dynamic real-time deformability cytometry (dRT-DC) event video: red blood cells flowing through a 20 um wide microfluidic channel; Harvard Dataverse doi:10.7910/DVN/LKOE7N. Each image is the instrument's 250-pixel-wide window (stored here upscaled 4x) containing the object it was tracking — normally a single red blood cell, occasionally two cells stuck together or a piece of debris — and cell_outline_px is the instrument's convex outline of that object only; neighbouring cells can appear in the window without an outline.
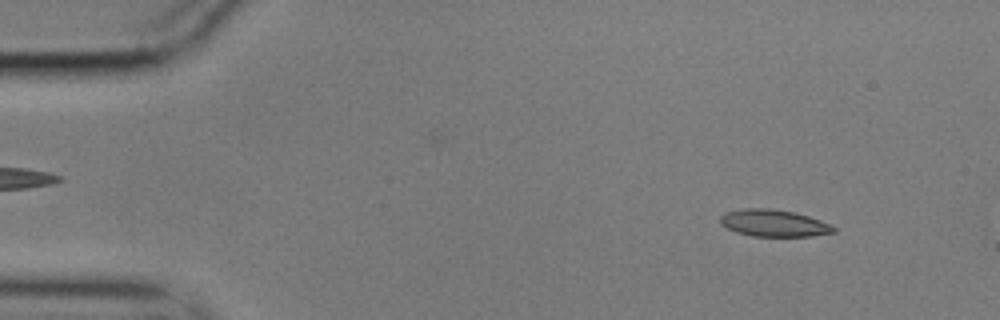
{"species": "common noctule bat (a hibernating species)", "species_latin": "Nyctalus noctula", "temperature_condition": "cold", "stored_images_in_passage": 54, "camera_frame_rate_fps": 3000, "um_per_image_px": 0.085, "animal": {"sex": "male", "body_mass_g": 17.9}, "frame": {"image": 1, "passage_image": 3, "time_ms": 0.667, "image_size_px": [1000, 320], "cell_outline_px": [[836, 232], [812, 236], [752, 236], [736, 232], [720, 224], [720, 216], [724, 212], [744, 208], [768, 208], [796, 212], [832, 224], [836, 228]], "centroid_in_image_um": [65.78, 18.96], "position_along_channel_um": 19.2, "area_um2": 17.98}}
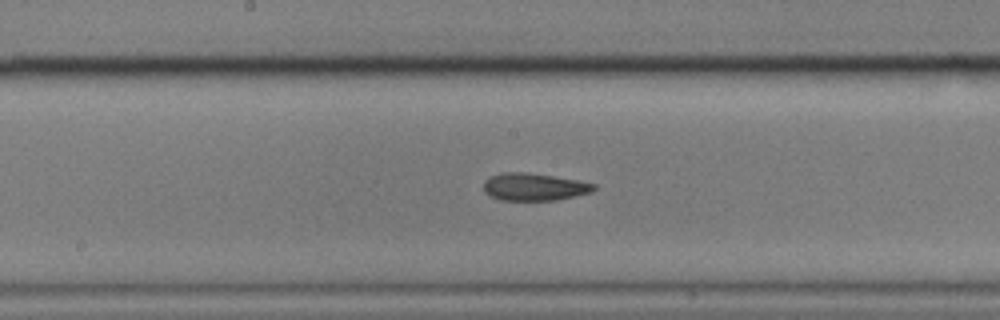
{"frame": {"image": 2, "passage_image": 26, "time_ms": 8.333, "image_size_px": [1000, 320], "cell_outline_px": [[596, 188], [592, 192], [576, 196], [556, 200], [500, 200], [484, 192], [484, 180], [492, 176], [504, 172], [524, 172], [552, 176], [576, 180], [596, 184]], "centroid_in_image_um": [45.41, 15.89], "position_along_channel_um": 202.8, "area_um2": 17.51}}
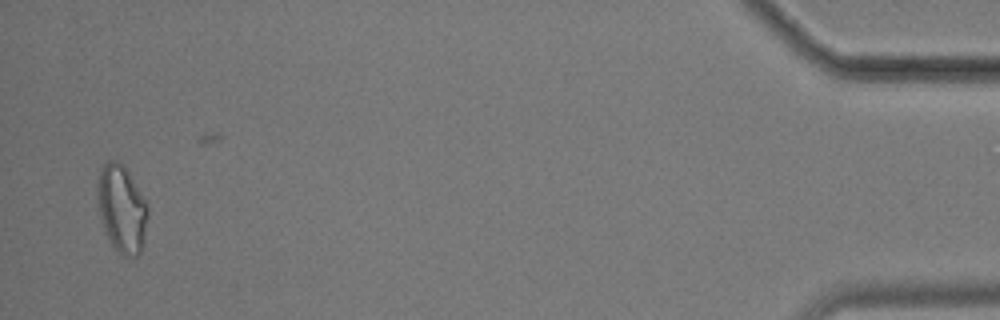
{"frame": {"image": 3, "passage_image": 52, "time_ms": 17.0, "image_size_px": [1000, 320], "cell_outline_px": [[148, 216], [144, 244], [140, 252], [136, 256], [124, 256], [116, 252], [104, 232], [96, 200], [96, 184], [100, 168], [104, 160], [116, 160], [128, 172], [148, 204]], "centroid_in_image_um": [10.32, 17.76], "position_along_channel_um": 424.9, "area_um2": 26.24}, "authors_computed_cell_mechanics": {"area_um2": 18.207, "velocity_mm_per_s": 3.5136, "shape_relaxation_time_tau1_ms": 7.0882, "shape_relaxation_time_tau2_ms": 3.5421, "deformation_change_tau1": 0.1577, "deformation_change_tau2": 0.108}}